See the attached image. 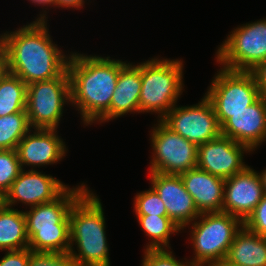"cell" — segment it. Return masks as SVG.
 <instances>
[{
	"label": "cell",
	"instance_id": "8fae6325",
	"mask_svg": "<svg viewBox=\"0 0 266 266\" xmlns=\"http://www.w3.org/2000/svg\"><path fill=\"white\" fill-rule=\"evenodd\" d=\"M160 120L172 131L197 146L221 135V127L213 106L205 96L200 103L190 107L174 106Z\"/></svg>",
	"mask_w": 266,
	"mask_h": 266
},
{
	"label": "cell",
	"instance_id": "6da1fadb",
	"mask_svg": "<svg viewBox=\"0 0 266 266\" xmlns=\"http://www.w3.org/2000/svg\"><path fill=\"white\" fill-rule=\"evenodd\" d=\"M44 15L15 32L0 36L7 71L27 85L57 78L67 69L69 57L52 43Z\"/></svg>",
	"mask_w": 266,
	"mask_h": 266
},
{
	"label": "cell",
	"instance_id": "484cf974",
	"mask_svg": "<svg viewBox=\"0 0 266 266\" xmlns=\"http://www.w3.org/2000/svg\"><path fill=\"white\" fill-rule=\"evenodd\" d=\"M136 215L167 216L166 207L157 192L151 187L135 197Z\"/></svg>",
	"mask_w": 266,
	"mask_h": 266
},
{
	"label": "cell",
	"instance_id": "1f68e13d",
	"mask_svg": "<svg viewBox=\"0 0 266 266\" xmlns=\"http://www.w3.org/2000/svg\"><path fill=\"white\" fill-rule=\"evenodd\" d=\"M55 1V6H60L63 8H70V7H75V8H79L82 7L83 5V0H54Z\"/></svg>",
	"mask_w": 266,
	"mask_h": 266
},
{
	"label": "cell",
	"instance_id": "9c48e42d",
	"mask_svg": "<svg viewBox=\"0 0 266 266\" xmlns=\"http://www.w3.org/2000/svg\"><path fill=\"white\" fill-rule=\"evenodd\" d=\"M217 62L232 71H253L266 60V19L235 29L217 51Z\"/></svg>",
	"mask_w": 266,
	"mask_h": 266
},
{
	"label": "cell",
	"instance_id": "d4e9b609",
	"mask_svg": "<svg viewBox=\"0 0 266 266\" xmlns=\"http://www.w3.org/2000/svg\"><path fill=\"white\" fill-rule=\"evenodd\" d=\"M22 170L16 149L0 150V199L10 189Z\"/></svg>",
	"mask_w": 266,
	"mask_h": 266
},
{
	"label": "cell",
	"instance_id": "d590c367",
	"mask_svg": "<svg viewBox=\"0 0 266 266\" xmlns=\"http://www.w3.org/2000/svg\"><path fill=\"white\" fill-rule=\"evenodd\" d=\"M32 1V3L34 2V3H36V4H42L43 6L45 5V4H49V5H55V1L54 0H31Z\"/></svg>",
	"mask_w": 266,
	"mask_h": 266
},
{
	"label": "cell",
	"instance_id": "44dd1931",
	"mask_svg": "<svg viewBox=\"0 0 266 266\" xmlns=\"http://www.w3.org/2000/svg\"><path fill=\"white\" fill-rule=\"evenodd\" d=\"M28 243L24 212L0 202V250L27 249Z\"/></svg>",
	"mask_w": 266,
	"mask_h": 266
},
{
	"label": "cell",
	"instance_id": "cb8c5ba5",
	"mask_svg": "<svg viewBox=\"0 0 266 266\" xmlns=\"http://www.w3.org/2000/svg\"><path fill=\"white\" fill-rule=\"evenodd\" d=\"M27 112L0 117V150L17 149L18 143L30 131Z\"/></svg>",
	"mask_w": 266,
	"mask_h": 266
},
{
	"label": "cell",
	"instance_id": "2e32d148",
	"mask_svg": "<svg viewBox=\"0 0 266 266\" xmlns=\"http://www.w3.org/2000/svg\"><path fill=\"white\" fill-rule=\"evenodd\" d=\"M221 135L246 145L253 151L266 140V98L261 96L245 110L230 114L221 126Z\"/></svg>",
	"mask_w": 266,
	"mask_h": 266
},
{
	"label": "cell",
	"instance_id": "ac0fdd59",
	"mask_svg": "<svg viewBox=\"0 0 266 266\" xmlns=\"http://www.w3.org/2000/svg\"><path fill=\"white\" fill-rule=\"evenodd\" d=\"M180 177L200 213L222 212L225 179L198 167L180 174Z\"/></svg>",
	"mask_w": 266,
	"mask_h": 266
},
{
	"label": "cell",
	"instance_id": "7a4b0ae2",
	"mask_svg": "<svg viewBox=\"0 0 266 266\" xmlns=\"http://www.w3.org/2000/svg\"><path fill=\"white\" fill-rule=\"evenodd\" d=\"M68 60L70 102L77 104L83 121L90 124L109 110L119 72L126 63L109 57L76 53L70 55Z\"/></svg>",
	"mask_w": 266,
	"mask_h": 266
},
{
	"label": "cell",
	"instance_id": "3957f363",
	"mask_svg": "<svg viewBox=\"0 0 266 266\" xmlns=\"http://www.w3.org/2000/svg\"><path fill=\"white\" fill-rule=\"evenodd\" d=\"M69 254L78 266H110L105 218L98 197L87 189L69 212ZM73 241L78 254L73 251Z\"/></svg>",
	"mask_w": 266,
	"mask_h": 266
},
{
	"label": "cell",
	"instance_id": "5bb4252c",
	"mask_svg": "<svg viewBox=\"0 0 266 266\" xmlns=\"http://www.w3.org/2000/svg\"><path fill=\"white\" fill-rule=\"evenodd\" d=\"M67 188L68 186L66 187L52 176L41 174L33 169L28 172L22 169L1 202L11 207L15 202L21 201L34 207L55 200Z\"/></svg>",
	"mask_w": 266,
	"mask_h": 266
},
{
	"label": "cell",
	"instance_id": "30bf717a",
	"mask_svg": "<svg viewBox=\"0 0 266 266\" xmlns=\"http://www.w3.org/2000/svg\"><path fill=\"white\" fill-rule=\"evenodd\" d=\"M159 122L151 133L154 155L150 172L180 175L196 168L198 146Z\"/></svg>",
	"mask_w": 266,
	"mask_h": 266
},
{
	"label": "cell",
	"instance_id": "9a60e30c",
	"mask_svg": "<svg viewBox=\"0 0 266 266\" xmlns=\"http://www.w3.org/2000/svg\"><path fill=\"white\" fill-rule=\"evenodd\" d=\"M151 173L152 188L163 201L167 216L181 229L199 218L200 212L193 197L187 192L180 175Z\"/></svg>",
	"mask_w": 266,
	"mask_h": 266
},
{
	"label": "cell",
	"instance_id": "d6a6232c",
	"mask_svg": "<svg viewBox=\"0 0 266 266\" xmlns=\"http://www.w3.org/2000/svg\"><path fill=\"white\" fill-rule=\"evenodd\" d=\"M6 59L3 48L0 44V77L6 72Z\"/></svg>",
	"mask_w": 266,
	"mask_h": 266
},
{
	"label": "cell",
	"instance_id": "7c38bea8",
	"mask_svg": "<svg viewBox=\"0 0 266 266\" xmlns=\"http://www.w3.org/2000/svg\"><path fill=\"white\" fill-rule=\"evenodd\" d=\"M243 151L247 153L251 150L244 144L220 135L198 146L197 167L227 179L247 167L243 162Z\"/></svg>",
	"mask_w": 266,
	"mask_h": 266
},
{
	"label": "cell",
	"instance_id": "277c9868",
	"mask_svg": "<svg viewBox=\"0 0 266 266\" xmlns=\"http://www.w3.org/2000/svg\"><path fill=\"white\" fill-rule=\"evenodd\" d=\"M87 190L67 188L55 200L31 207L26 217L28 248L32 251L68 253L70 249L69 212L74 202Z\"/></svg>",
	"mask_w": 266,
	"mask_h": 266
},
{
	"label": "cell",
	"instance_id": "83f0119b",
	"mask_svg": "<svg viewBox=\"0 0 266 266\" xmlns=\"http://www.w3.org/2000/svg\"><path fill=\"white\" fill-rule=\"evenodd\" d=\"M164 249H146L142 266H195L193 262H180L172 252Z\"/></svg>",
	"mask_w": 266,
	"mask_h": 266
},
{
	"label": "cell",
	"instance_id": "f546056e",
	"mask_svg": "<svg viewBox=\"0 0 266 266\" xmlns=\"http://www.w3.org/2000/svg\"><path fill=\"white\" fill-rule=\"evenodd\" d=\"M30 249L10 250L0 260V266H28Z\"/></svg>",
	"mask_w": 266,
	"mask_h": 266
},
{
	"label": "cell",
	"instance_id": "5b68a950",
	"mask_svg": "<svg viewBox=\"0 0 266 266\" xmlns=\"http://www.w3.org/2000/svg\"><path fill=\"white\" fill-rule=\"evenodd\" d=\"M183 64L179 60L152 59L141 63L140 112H158L163 118L182 92Z\"/></svg>",
	"mask_w": 266,
	"mask_h": 266
},
{
	"label": "cell",
	"instance_id": "836d02e7",
	"mask_svg": "<svg viewBox=\"0 0 266 266\" xmlns=\"http://www.w3.org/2000/svg\"><path fill=\"white\" fill-rule=\"evenodd\" d=\"M209 266H237V265L231 264L224 259L218 262L211 263Z\"/></svg>",
	"mask_w": 266,
	"mask_h": 266
},
{
	"label": "cell",
	"instance_id": "603a6c76",
	"mask_svg": "<svg viewBox=\"0 0 266 266\" xmlns=\"http://www.w3.org/2000/svg\"><path fill=\"white\" fill-rule=\"evenodd\" d=\"M137 218L144 232L153 240L146 249L169 247V235L181 230L168 216L137 215Z\"/></svg>",
	"mask_w": 266,
	"mask_h": 266
},
{
	"label": "cell",
	"instance_id": "f1b7e54d",
	"mask_svg": "<svg viewBox=\"0 0 266 266\" xmlns=\"http://www.w3.org/2000/svg\"><path fill=\"white\" fill-rule=\"evenodd\" d=\"M243 225L251 232L266 237V194Z\"/></svg>",
	"mask_w": 266,
	"mask_h": 266
},
{
	"label": "cell",
	"instance_id": "8992f818",
	"mask_svg": "<svg viewBox=\"0 0 266 266\" xmlns=\"http://www.w3.org/2000/svg\"><path fill=\"white\" fill-rule=\"evenodd\" d=\"M199 217L202 220L195 222L191 231L196 254L192 262L195 266H209L226 258L243 222L225 212L201 213Z\"/></svg>",
	"mask_w": 266,
	"mask_h": 266
},
{
	"label": "cell",
	"instance_id": "7402d4cb",
	"mask_svg": "<svg viewBox=\"0 0 266 266\" xmlns=\"http://www.w3.org/2000/svg\"><path fill=\"white\" fill-rule=\"evenodd\" d=\"M26 99L27 84L6 70L0 77V117L26 112Z\"/></svg>",
	"mask_w": 266,
	"mask_h": 266
},
{
	"label": "cell",
	"instance_id": "ba28073f",
	"mask_svg": "<svg viewBox=\"0 0 266 266\" xmlns=\"http://www.w3.org/2000/svg\"><path fill=\"white\" fill-rule=\"evenodd\" d=\"M70 100L67 69L57 78L28 84L25 111L31 128L56 129L63 113V105Z\"/></svg>",
	"mask_w": 266,
	"mask_h": 266
},
{
	"label": "cell",
	"instance_id": "52a82bcc",
	"mask_svg": "<svg viewBox=\"0 0 266 266\" xmlns=\"http://www.w3.org/2000/svg\"><path fill=\"white\" fill-rule=\"evenodd\" d=\"M261 96L252 72L223 68L215 76L205 97L211 102L221 127L230 114L245 110Z\"/></svg>",
	"mask_w": 266,
	"mask_h": 266
},
{
	"label": "cell",
	"instance_id": "4316f807",
	"mask_svg": "<svg viewBox=\"0 0 266 266\" xmlns=\"http://www.w3.org/2000/svg\"><path fill=\"white\" fill-rule=\"evenodd\" d=\"M28 266H78L69 253L32 251Z\"/></svg>",
	"mask_w": 266,
	"mask_h": 266
},
{
	"label": "cell",
	"instance_id": "4dcf8cb0",
	"mask_svg": "<svg viewBox=\"0 0 266 266\" xmlns=\"http://www.w3.org/2000/svg\"><path fill=\"white\" fill-rule=\"evenodd\" d=\"M256 79L257 86L261 95H266V60L260 63L253 71H251Z\"/></svg>",
	"mask_w": 266,
	"mask_h": 266
},
{
	"label": "cell",
	"instance_id": "e575fe53",
	"mask_svg": "<svg viewBox=\"0 0 266 266\" xmlns=\"http://www.w3.org/2000/svg\"><path fill=\"white\" fill-rule=\"evenodd\" d=\"M260 179H261V184L264 190V194H266V169L262 171L261 174H259Z\"/></svg>",
	"mask_w": 266,
	"mask_h": 266
},
{
	"label": "cell",
	"instance_id": "ffe728a7",
	"mask_svg": "<svg viewBox=\"0 0 266 266\" xmlns=\"http://www.w3.org/2000/svg\"><path fill=\"white\" fill-rule=\"evenodd\" d=\"M225 260L237 266H266V237L243 225L235 235Z\"/></svg>",
	"mask_w": 266,
	"mask_h": 266
},
{
	"label": "cell",
	"instance_id": "e0dca14e",
	"mask_svg": "<svg viewBox=\"0 0 266 266\" xmlns=\"http://www.w3.org/2000/svg\"><path fill=\"white\" fill-rule=\"evenodd\" d=\"M34 134L29 132L17 146V153L21 167L23 165L43 166L57 163L65 156L66 147L56 135V129L36 128Z\"/></svg>",
	"mask_w": 266,
	"mask_h": 266
},
{
	"label": "cell",
	"instance_id": "d6986e66",
	"mask_svg": "<svg viewBox=\"0 0 266 266\" xmlns=\"http://www.w3.org/2000/svg\"><path fill=\"white\" fill-rule=\"evenodd\" d=\"M141 88V64L135 66L126 63L119 72L117 85L110 102V108L99 121H108L128 112L138 111L139 113Z\"/></svg>",
	"mask_w": 266,
	"mask_h": 266
},
{
	"label": "cell",
	"instance_id": "4fadbf2b",
	"mask_svg": "<svg viewBox=\"0 0 266 266\" xmlns=\"http://www.w3.org/2000/svg\"><path fill=\"white\" fill-rule=\"evenodd\" d=\"M259 173L247 166L242 172L225 179L222 212L243 223L264 196Z\"/></svg>",
	"mask_w": 266,
	"mask_h": 266
}]
</instances>
